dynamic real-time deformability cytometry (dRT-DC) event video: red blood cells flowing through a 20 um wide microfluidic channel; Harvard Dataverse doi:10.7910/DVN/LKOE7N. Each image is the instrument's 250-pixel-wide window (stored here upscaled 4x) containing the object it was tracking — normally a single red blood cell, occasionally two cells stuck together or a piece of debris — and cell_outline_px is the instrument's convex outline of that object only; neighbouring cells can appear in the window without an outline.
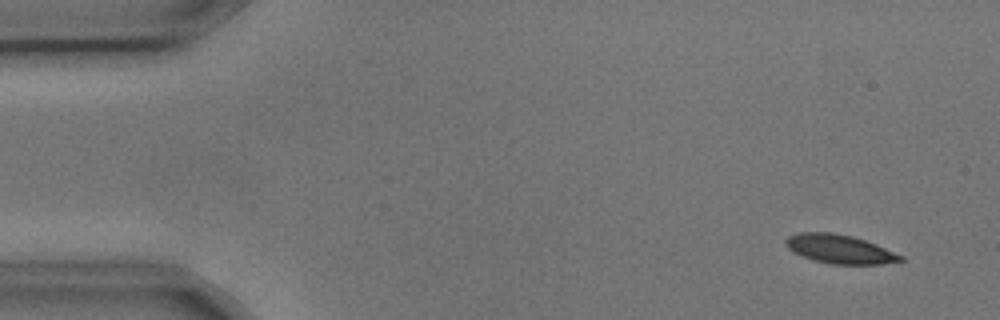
{"species": "common noctule bat (a hibernating species)", "species_latin": "Nyctalus noctula", "temperature_condition": "cold", "stored_images_in_passage": 5, "camera_frame_rate_fps": 3000, "um_per_image_px": 0.085, "animal": {"sex": "male", "body_mass_g": 17.9, "forearm_length_mm": 54.2}, "frame": {"image": 1, "passage_image": 1, "time_ms": 0.0, "image_size_px": [1000, 320], "cell_outline_px": [[904, 260], [880, 264], [832, 264], [812, 260], [792, 252], [784, 244], [784, 240], [788, 236], [800, 232], [832, 232], [852, 236], [876, 244], [904, 256]], "centroid_in_image_um": [71.33, 21.17], "position_along_channel_um": 13.7, "area_um2": 19.36}}